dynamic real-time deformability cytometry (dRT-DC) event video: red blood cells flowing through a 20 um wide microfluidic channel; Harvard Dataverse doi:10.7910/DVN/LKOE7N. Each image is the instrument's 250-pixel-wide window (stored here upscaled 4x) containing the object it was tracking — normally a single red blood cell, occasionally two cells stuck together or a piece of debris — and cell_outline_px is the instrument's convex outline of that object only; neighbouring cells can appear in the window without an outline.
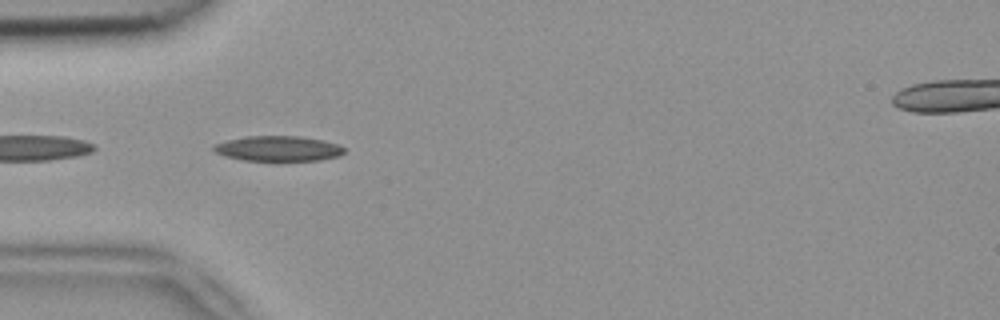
{"species": "common noctule bat (a hibernating species)", "species_latin": "Nyctalus noctula", "temperature_condition": "room temperature", "stored_images_in_passage": 13, "camera_frame_rate_fps": 3000, "um_per_image_px": 0.085, "animal": {"sex": "female", "body_mass_g": 18.4}, "frame": {"image": 1, "passage_image": 1, "time_ms": 0.0, "image_size_px": [1000, 320], "cell_outline_px": [[344, 152], [340, 156], [320, 160], [240, 160], [224, 156], [216, 152], [212, 148], [212, 144], [228, 140], [248, 136], [296, 136], [324, 140], [340, 144], [344, 148]], "centroid_in_image_um": [23.65, 12.62], "position_along_channel_um": 61.3, "area_um2": 19.19}}
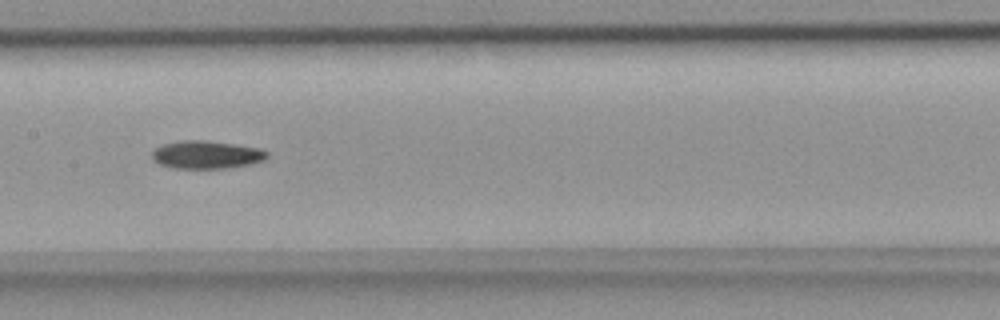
{"frame": {"image": 2, "passage_image": 11, "time_ms": 3.333, "image_size_px": [1000, 320], "cell_outline_px": [[268, 156], [264, 160], [252, 164], [228, 168], [172, 168], [160, 164], [152, 160], [152, 152], [156, 148], [164, 144], [184, 140], [200, 140], [232, 144], [260, 148], [268, 152]], "centroid_in_image_um": [17.56, 13.16], "position_along_channel_um": 189.8, "area_um2": 18.61}}